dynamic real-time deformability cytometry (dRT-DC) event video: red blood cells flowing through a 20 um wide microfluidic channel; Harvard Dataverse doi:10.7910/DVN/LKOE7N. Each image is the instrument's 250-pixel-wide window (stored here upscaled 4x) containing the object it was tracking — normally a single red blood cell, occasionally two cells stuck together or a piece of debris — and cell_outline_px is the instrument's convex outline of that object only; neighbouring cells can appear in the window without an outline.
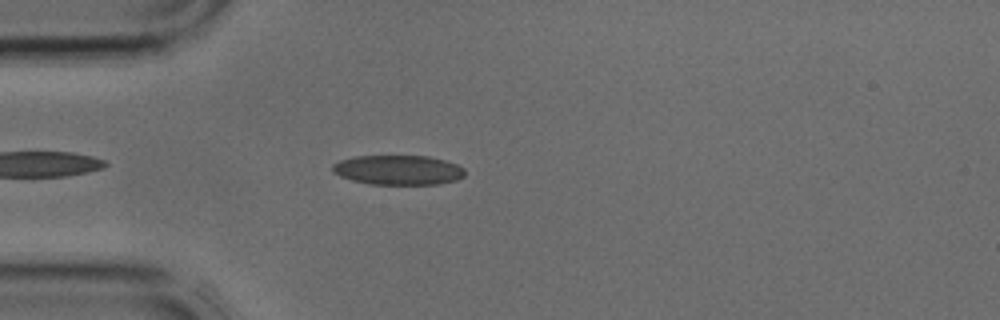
{"species": "common noctule bat (a hibernating species)", "species_latin": "Nyctalus noctula", "temperature_condition": "cold", "stored_images_in_passage": 3, "camera_frame_rate_fps": 3000, "um_per_image_px": 0.085, "animal": {"sex": "male", "body_mass_g": 17.9, "forearm_length_mm": 54.2}, "frame": {"image": 1, "passage_image": 3, "time_ms": 0.667, "image_size_px": [1000, 320], "cell_outline_px": [[464, 176], [456, 180], [440, 184], [368, 184], [352, 180], [340, 176], [332, 172], [332, 164], [340, 160], [352, 156], [428, 156], [444, 160], [456, 164], [464, 168]], "centroid_in_image_um": [33.82, 14.45], "position_along_channel_um": 51.2, "area_um2": 22.95}}